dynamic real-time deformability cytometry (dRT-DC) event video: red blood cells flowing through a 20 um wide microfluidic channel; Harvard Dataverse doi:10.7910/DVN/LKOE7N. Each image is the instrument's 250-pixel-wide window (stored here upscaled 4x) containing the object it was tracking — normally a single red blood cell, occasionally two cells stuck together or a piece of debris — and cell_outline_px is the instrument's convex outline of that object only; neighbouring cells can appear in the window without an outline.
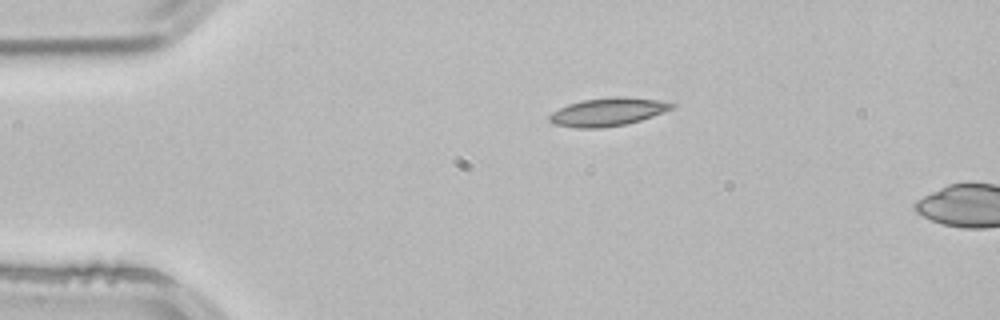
{"species": "common noctule bat (a hibernating species)", "species_latin": "Nyctalus noctula", "temperature_condition": "room temperature", "stored_images_in_passage": 2, "camera_frame_rate_fps": 3000, "um_per_image_px": 0.085, "animal": {"sex": "male", "body_mass_g": 21.5, "forearm_length_mm": 52.0}, "frame": {"image": 1, "passage_image": 1, "time_ms": 0.0, "image_size_px": [1000, 320], "cell_outline_px": [[676, 108], [628, 124], [600, 128], [576, 128], [552, 124], [548, 120], [548, 116], [552, 112], [568, 104], [584, 100], [616, 96], [620, 96], [660, 100], [676, 104]], "centroid_in_image_um": [51.67, 9.52], "position_along_channel_um": 33.3, "area_um2": 20.17}}